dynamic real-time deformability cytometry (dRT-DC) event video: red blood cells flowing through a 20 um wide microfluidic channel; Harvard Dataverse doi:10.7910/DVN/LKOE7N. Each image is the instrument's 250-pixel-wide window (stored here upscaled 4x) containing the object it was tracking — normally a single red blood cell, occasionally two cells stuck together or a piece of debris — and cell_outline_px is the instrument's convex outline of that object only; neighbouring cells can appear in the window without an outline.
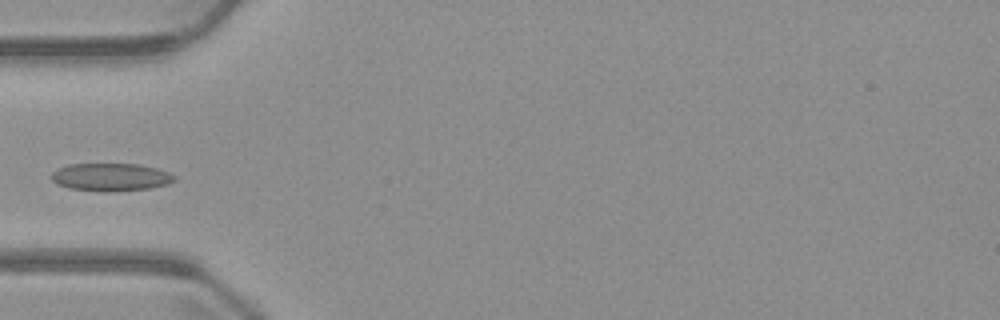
{"species": "common noctule bat (a hibernating species)", "species_latin": "Nyctalus noctula", "temperature_condition": "warm", "stored_images_in_passage": 6, "camera_frame_rate_fps": 3000, "um_per_image_px": 0.085, "animal": {"sex": "male", "body_mass_g": 23.1, "forearm_length_mm": 52.7}, "frame": {"image": 1, "passage_image": 5, "time_ms": 5.0, "image_size_px": [1000, 320], "cell_outline_px": [[176, 180], [168, 184], [148, 188], [112, 192], [104, 192], [68, 188], [56, 184], [52, 180], [52, 172], [56, 168], [68, 164], [140, 164], [156, 168], [168, 172], [176, 176]], "centroid_in_image_um": [9.4, 15.05], "position_along_channel_um": 75.6, "area_um2": 20.11}}
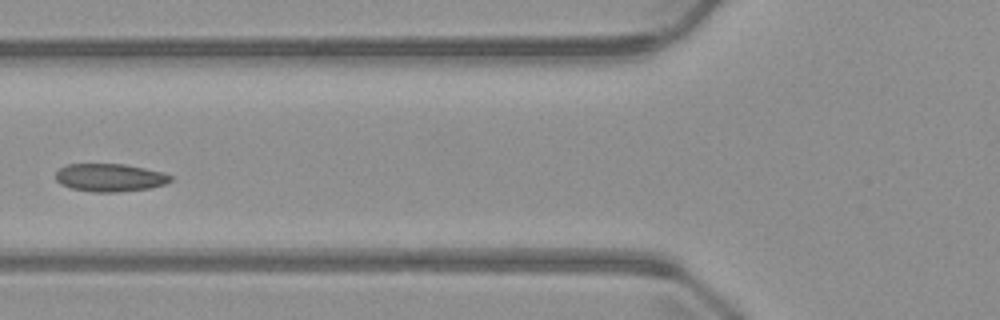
{"frame": {"image": 2, "passage_image": 6, "time_ms": 6.0, "image_size_px": [1000, 320], "cell_outline_px": [[172, 180], [164, 184], [148, 188], [116, 192], [92, 192], [72, 188], [60, 184], [56, 180], [56, 172], [60, 168], [68, 164], [124, 164], [164, 172], [172, 176]], "centroid_in_image_um": [9.33, 15.09], "position_along_channel_um": 116.5, "area_um2": 18.61}}